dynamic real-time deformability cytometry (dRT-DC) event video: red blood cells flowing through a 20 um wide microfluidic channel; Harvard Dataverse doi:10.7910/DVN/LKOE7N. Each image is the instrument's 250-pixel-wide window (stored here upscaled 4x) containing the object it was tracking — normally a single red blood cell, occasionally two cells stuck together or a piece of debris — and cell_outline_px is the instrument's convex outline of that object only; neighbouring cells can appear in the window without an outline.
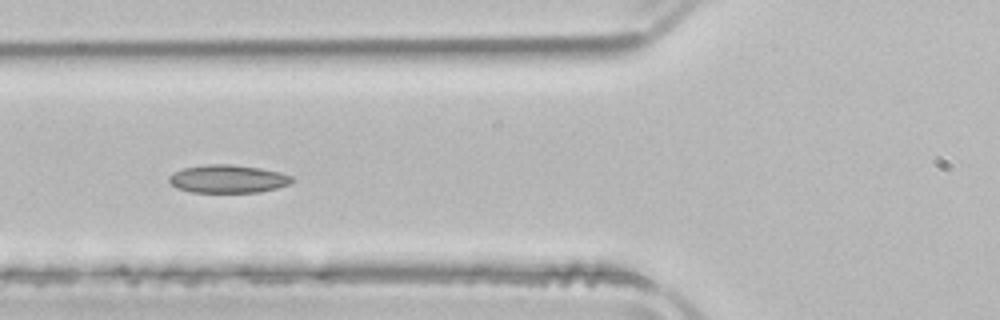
{"species": "common noctule bat (a hibernating species)", "species_latin": "Nyctalus noctula", "temperature_condition": "room temperature", "stored_images_in_passage": 13, "camera_frame_rate_fps": 3000, "um_per_image_px": 0.085, "animal": {"sex": "male", "body_mass_g": 21.5, "forearm_length_mm": 52.0}, "frame": {"image": 1, "passage_image": 10, "time_ms": 3.0, "image_size_px": [1000, 320], "cell_outline_px": [[296, 180], [292, 184], [260, 192], [192, 192], [176, 188], [168, 180], [168, 176], [172, 172], [184, 168], [204, 164], [228, 164], [260, 168], [280, 172], [292, 176]], "centroid_in_image_um": [19.39, 15.2], "position_along_channel_um": 106.4, "area_um2": 20.29}}